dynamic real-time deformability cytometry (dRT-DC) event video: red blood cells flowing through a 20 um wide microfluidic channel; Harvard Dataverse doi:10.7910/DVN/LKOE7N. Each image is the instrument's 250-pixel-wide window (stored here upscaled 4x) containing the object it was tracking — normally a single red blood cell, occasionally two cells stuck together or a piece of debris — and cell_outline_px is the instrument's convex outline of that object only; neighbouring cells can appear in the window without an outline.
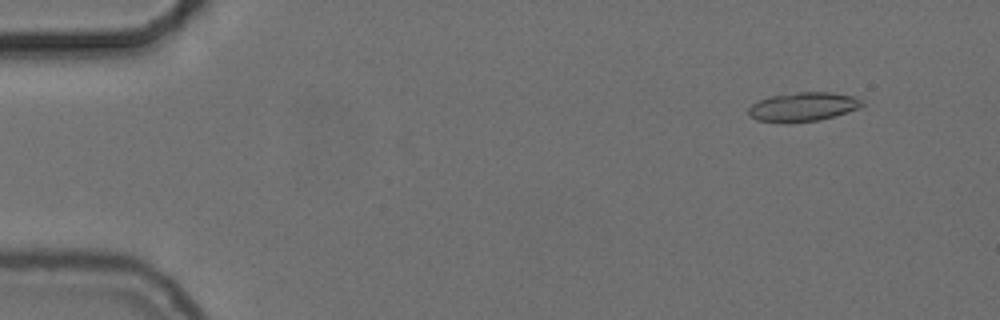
{"species": "common noctule bat (a hibernating species)", "species_latin": "Nyctalus noctula", "temperature_condition": "cold", "stored_images_in_passage": 52, "camera_frame_rate_fps": 3000, "um_per_image_px": 0.085, "animal": {"sex": "female", "body_mass_g": 24.6, "forearm_length_mm": 56.2}, "frame": {"image": 1, "passage_image": 2, "time_ms": 0.333, "image_size_px": [1000, 320], "cell_outline_px": [[864, 104], [860, 108], [836, 116], [820, 120], [788, 124], [756, 120], [748, 112], [748, 108], [752, 104], [760, 100], [772, 96], [796, 92], [832, 92], [856, 96], [864, 100]], "centroid_in_image_um": [68.32, 9.09], "position_along_channel_um": 16.7, "area_um2": 19.59}}
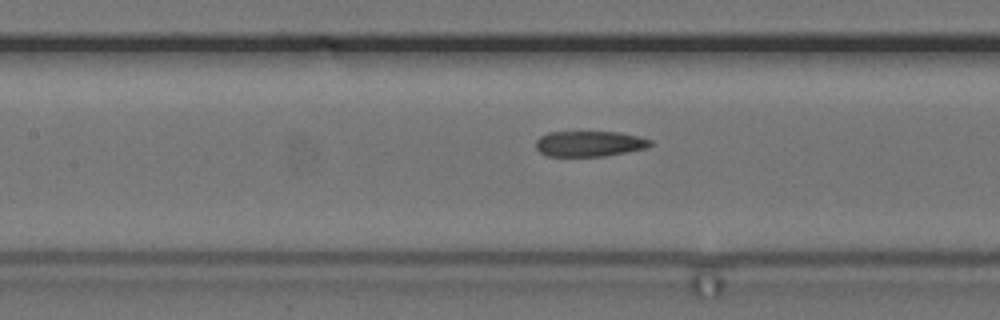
{"frame": {"image": 2, "passage_image": 22, "time_ms": 7.0, "image_size_px": [1000, 320], "cell_outline_px": [[652, 144], [644, 148], [628, 152], [604, 156], [548, 156], [540, 152], [536, 148], [536, 140], [540, 136], [548, 132], [620, 132], [640, 136], [652, 140]], "centroid_in_image_um": [50.1, 12.21], "position_along_channel_um": 157.3, "area_um2": 17.11}}
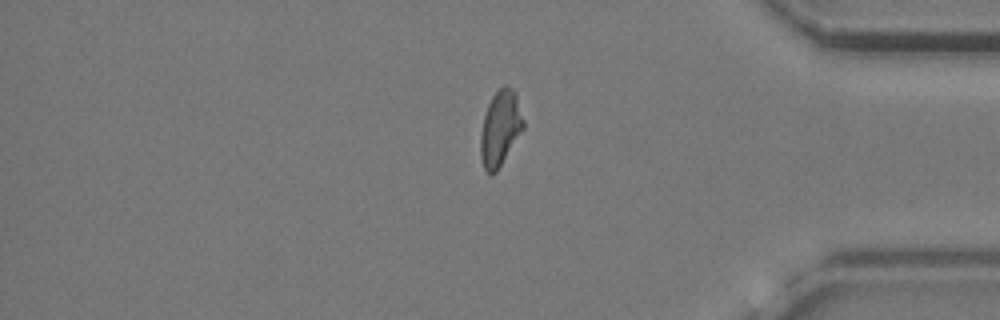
{"frame": {"image": 3, "passage_image": 43, "time_ms": 14.0, "image_size_px": [1000, 320], "cell_outline_px": [[524, 128], [496, 172], [488, 172], [484, 168], [480, 156], [480, 136], [484, 116], [488, 104], [492, 96], [504, 84], [512, 88], [516, 92], [524, 120]], "centroid_in_image_um": [42.53, 10.86], "position_along_channel_um": 392.7, "area_um2": 18.67}, "authors_computed_cell_mechanics": {"area_um2": 18.496, "velocity_mm_per_s": 3.7213, "shape_relaxation_time_tau1_ms": 7.026, "shape_relaxation_time_tau2_ms": 4.013, "deformation_change_tau1": 0.1687, "deformation_change_tau2": 0.1322}}